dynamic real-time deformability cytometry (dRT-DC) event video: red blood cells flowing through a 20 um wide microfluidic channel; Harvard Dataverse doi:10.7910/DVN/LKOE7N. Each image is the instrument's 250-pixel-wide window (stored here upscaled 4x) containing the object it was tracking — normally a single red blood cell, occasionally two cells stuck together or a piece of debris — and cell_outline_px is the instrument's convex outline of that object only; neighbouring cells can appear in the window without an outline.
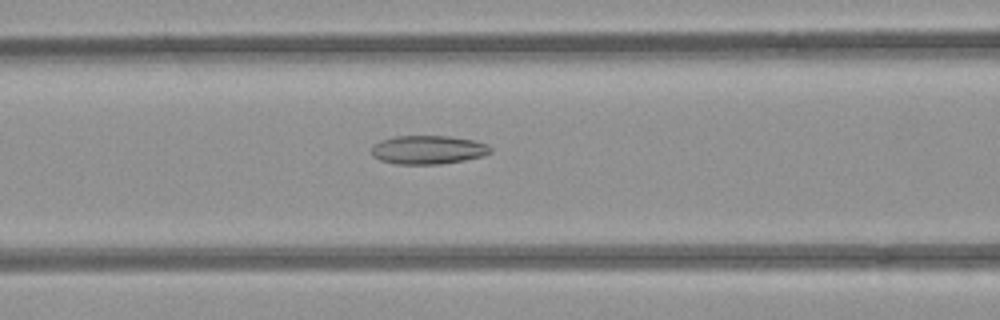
{"species": "common noctule bat (a hibernating species)", "species_latin": "Nyctalus noctula", "temperature_condition": "room temperature", "stored_images_in_passage": 32, "camera_frame_rate_fps": 3000, "um_per_image_px": 0.085, "animal": {"sex": "female", "body_mass_g": 21.9}, "frame": {"image": 1, "passage_image": 12, "time_ms": 3.667, "image_size_px": [1000, 320], "cell_outline_px": [[492, 152], [480, 156], [464, 160], [440, 164], [396, 164], [380, 160], [372, 156], [372, 148], [380, 140], [396, 136], [448, 136], [472, 140], [488, 144], [492, 148]], "centroid_in_image_um": [36.38, 12.73], "position_along_channel_um": 130.2, "area_um2": 19.77}}
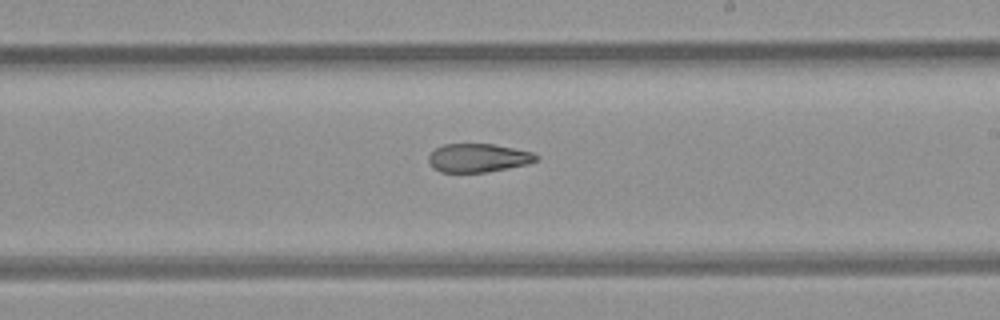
{"frame": {"image": 2, "passage_image": 21, "time_ms": 6.667, "image_size_px": [1000, 320], "cell_outline_px": [[540, 156], [536, 160], [528, 164], [508, 168], [484, 172], [440, 172], [428, 160], [428, 156], [436, 148], [444, 144], [492, 144], [532, 152]], "centroid_in_image_um": [40.66, 13.42], "position_along_channel_um": 248.3, "area_um2": 17.63}}
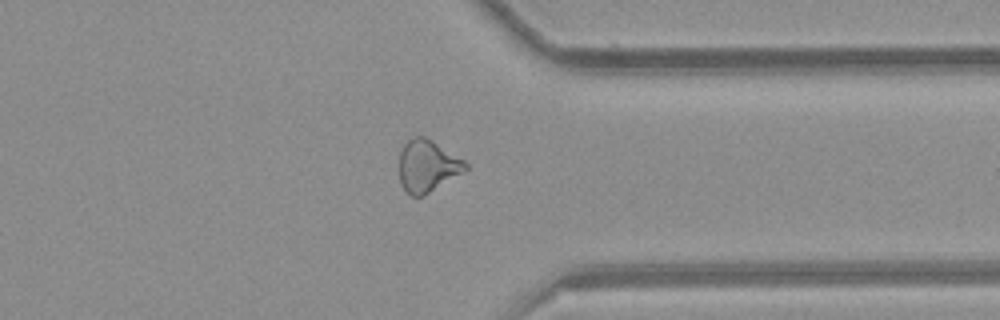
{"frame": {"image": 3, "passage_image": 31, "time_ms": 10.0, "image_size_px": [1000, 320], "cell_outline_px": [[468, 168], [464, 172], [424, 196], [412, 196], [400, 184], [400, 152], [404, 144], [408, 140], [416, 136], [424, 136], [432, 140], [464, 160], [468, 164]], "centroid_in_image_um": [36.34, 14.11], "position_along_channel_um": 375.1, "area_um2": 20.0}}